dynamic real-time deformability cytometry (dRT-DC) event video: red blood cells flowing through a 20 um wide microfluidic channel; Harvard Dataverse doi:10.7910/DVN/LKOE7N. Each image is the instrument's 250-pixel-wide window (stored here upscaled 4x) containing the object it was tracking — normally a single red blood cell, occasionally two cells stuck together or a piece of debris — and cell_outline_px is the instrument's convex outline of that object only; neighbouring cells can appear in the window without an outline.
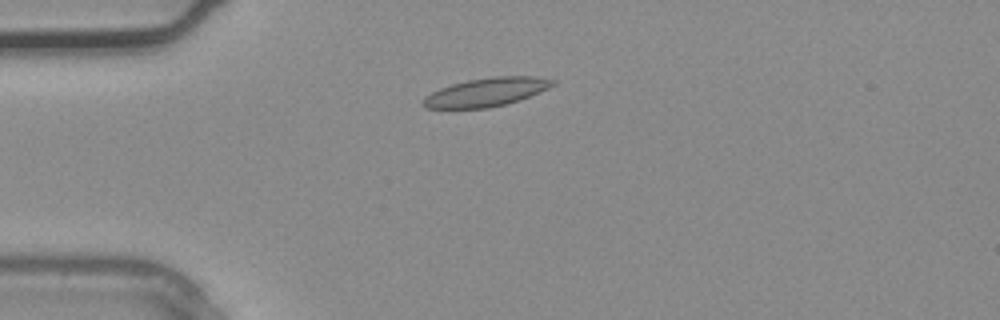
{"species": "common noctule bat (a hibernating species)", "species_latin": "Nyctalus noctula", "temperature_condition": "warm", "stored_images_in_passage": 2, "camera_frame_rate_fps": 3000, "um_per_image_px": 0.085, "animal": {"sex": "male", "body_mass_g": 20.4}, "frame": {"image": 1, "passage_image": 2, "time_ms": 0.333, "image_size_px": [1000, 320], "cell_outline_px": [[556, 84], [540, 92], [520, 100], [488, 108], [424, 108], [420, 104], [424, 96], [440, 88], [452, 84], [468, 80], [492, 76], [532, 76], [556, 80]], "centroid_in_image_um": [41.32, 7.83], "position_along_channel_um": 43.7, "area_um2": 21.62}}